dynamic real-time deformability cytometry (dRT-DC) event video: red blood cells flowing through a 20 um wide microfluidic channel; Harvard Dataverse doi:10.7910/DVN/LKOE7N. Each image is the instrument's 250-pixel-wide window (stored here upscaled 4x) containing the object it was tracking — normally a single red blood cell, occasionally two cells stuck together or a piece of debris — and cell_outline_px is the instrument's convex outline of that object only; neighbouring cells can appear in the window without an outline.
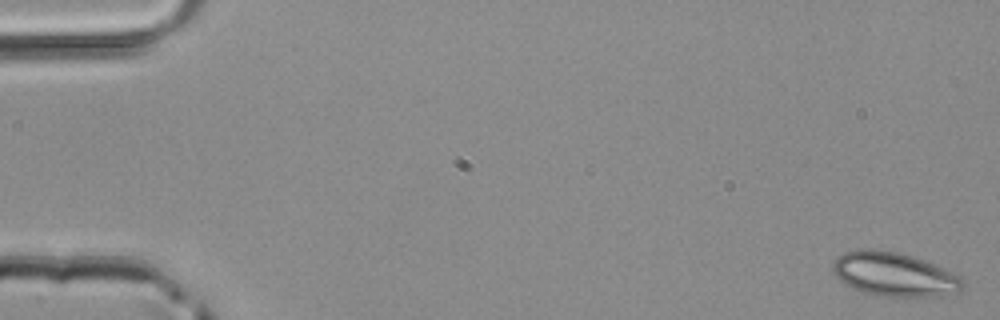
{"species": "common noctule bat (a hibernating species)", "species_latin": "Nyctalus noctula", "temperature_condition": "room temperature", "stored_images_in_passage": 48, "camera_frame_rate_fps": 3000, "um_per_image_px": 0.085, "animal": {"sex": "male", "body_mass_g": 20.4}, "frame": {"image": 1, "passage_image": 1, "time_ms": 0.0, "image_size_px": [1000, 320], "cell_outline_px": [[964, 288], [960, 292], [940, 296], [876, 296], [860, 292], [844, 284], [832, 272], [832, 264], [836, 256], [844, 252], [864, 248], [872, 248], [896, 252], [912, 256], [936, 264], [964, 280]], "centroid_in_image_um": [75.97, 23.32], "position_along_channel_um": 9.0, "area_um2": 33.64}}
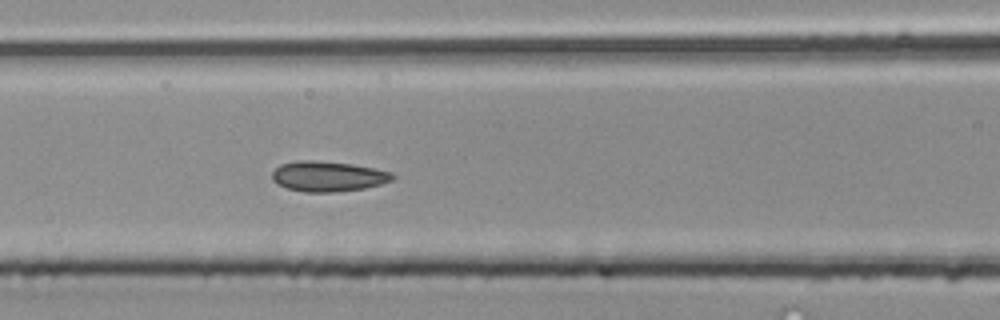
{"frame": {"image": 2, "passage_image": 21, "time_ms": 6.667, "image_size_px": [1000, 320], "cell_outline_px": [[396, 176], [392, 180], [380, 184], [364, 188], [332, 192], [304, 192], [288, 188], [276, 184], [272, 180], [272, 172], [280, 164], [296, 160], [312, 160], [352, 164], [392, 172]], "centroid_in_image_um": [27.85, 14.98], "position_along_channel_um": 138.8, "area_um2": 21.21}}
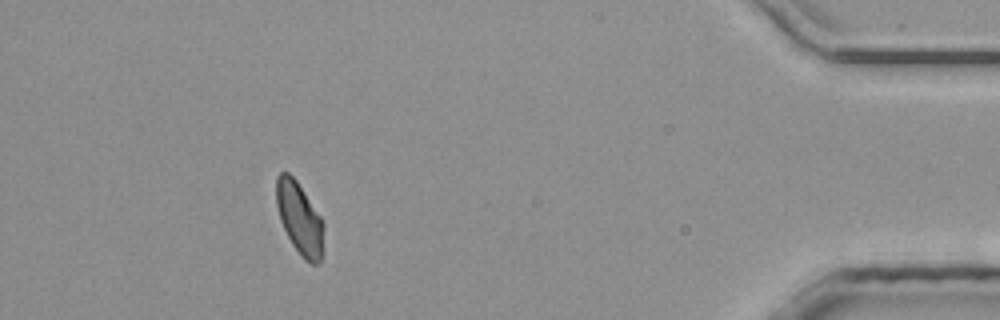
{"frame": {"image": 3, "passage_image": 44, "time_ms": 14.333, "image_size_px": [1000, 320], "cell_outline_px": [[324, 228], [320, 260], [316, 264], [312, 264], [304, 260], [292, 244], [280, 220], [276, 204], [276, 176], [280, 172], [288, 172], [296, 180], [320, 216], [324, 224]], "centroid_in_image_um": [25.44, 18.55], "position_along_channel_um": 409.8, "area_um2": 19.65}}